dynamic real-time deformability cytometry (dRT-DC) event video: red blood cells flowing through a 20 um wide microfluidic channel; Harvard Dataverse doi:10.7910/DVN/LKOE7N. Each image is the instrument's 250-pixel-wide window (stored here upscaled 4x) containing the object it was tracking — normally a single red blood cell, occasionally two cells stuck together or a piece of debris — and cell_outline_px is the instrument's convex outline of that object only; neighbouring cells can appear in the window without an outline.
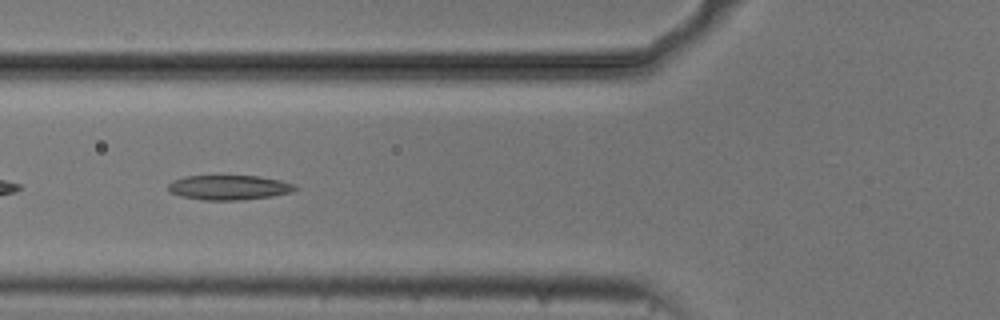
{"species": "common noctule bat (a hibernating species)", "species_latin": "Nyctalus noctula", "temperature_condition": "cold", "stored_images_in_passage": 40, "camera_frame_rate_fps": 3000, "um_per_image_px": 0.085, "animal": {"sex": "male", "body_mass_g": 20.5, "forearm_length_mm": 52.5}, "frame": {"image": 1, "passage_image": 5, "time_ms": 1.333, "image_size_px": [1000, 320], "cell_outline_px": [[300, 188], [292, 192], [272, 196], [244, 200], [204, 200], [180, 196], [168, 192], [168, 184], [172, 180], [184, 176], [260, 176], [280, 180], [296, 184]], "centroid_in_image_um": [19.48, 15.94], "position_along_channel_um": 106.3, "area_um2": 18.55}}
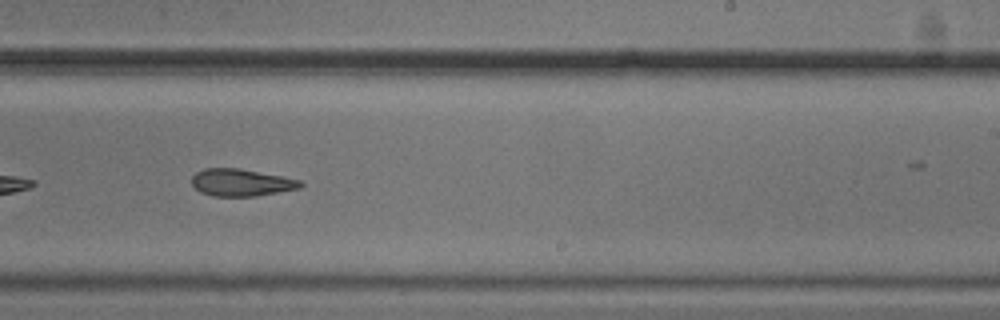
{"frame": {"image": 2, "passage_image": 18, "time_ms": 5.667, "image_size_px": [1000, 320], "cell_outline_px": [[304, 184], [300, 188], [256, 196], [212, 196], [200, 192], [192, 184], [192, 176], [196, 172], [204, 168], [240, 168], [284, 176], [300, 180]], "centroid_in_image_um": [20.51, 15.51], "position_along_channel_um": 268.5, "area_um2": 17.34}}
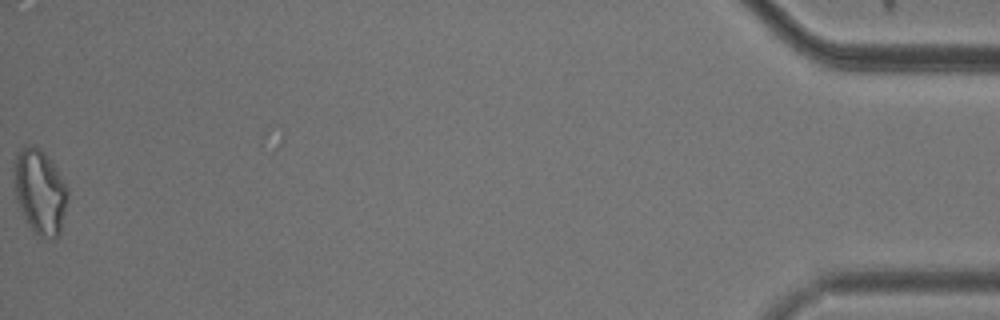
{"frame": {"image": 3, "passage_image": 39, "time_ms": 12.667, "image_size_px": [1000, 320], "cell_outline_px": [[68, 192], [60, 232], [52, 240], [40, 236], [32, 232], [16, 200], [12, 168], [16, 152], [20, 148], [32, 144], [40, 148], [44, 152], [56, 168], [68, 188]], "centroid_in_image_um": [3.35, 16.26], "position_along_channel_um": 431.8, "area_um2": 26.65}}